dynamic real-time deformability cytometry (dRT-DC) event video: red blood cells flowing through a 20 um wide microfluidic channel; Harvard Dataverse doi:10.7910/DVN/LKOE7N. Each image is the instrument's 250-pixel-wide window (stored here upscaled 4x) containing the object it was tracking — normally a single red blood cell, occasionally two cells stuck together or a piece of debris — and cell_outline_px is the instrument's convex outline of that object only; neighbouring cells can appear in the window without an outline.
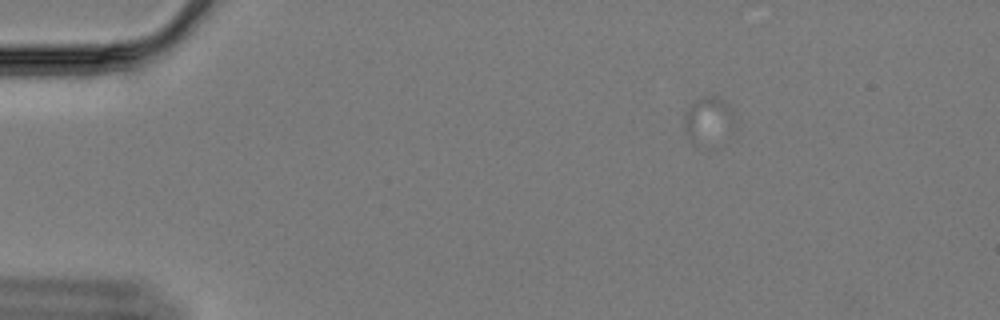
{"species": "Egyptian fruit bat (a non-hibernating species)", "species_latin": "Rousettus aegyptiacus", "temperature_condition": "cold", "stored_images_in_passage": 1, "camera_frame_rate_fps": 3000, "um_per_image_px": 0.085, "animal": {"sex": "female"}, "frame": {"image": 1, "passage_image": 1, "time_ms": 0.0, "image_size_px": [1000, 320], "cell_outline_px": [[732, 116], [692, 144], [684, 128], [684, 116], [692, 104], [696, 100], [708, 96], [716, 96], [724, 100], [732, 112]], "centroid_in_image_um": [59.96, 9.92], "position_along_channel_um": 25.0, "area_um2": 10.29}}